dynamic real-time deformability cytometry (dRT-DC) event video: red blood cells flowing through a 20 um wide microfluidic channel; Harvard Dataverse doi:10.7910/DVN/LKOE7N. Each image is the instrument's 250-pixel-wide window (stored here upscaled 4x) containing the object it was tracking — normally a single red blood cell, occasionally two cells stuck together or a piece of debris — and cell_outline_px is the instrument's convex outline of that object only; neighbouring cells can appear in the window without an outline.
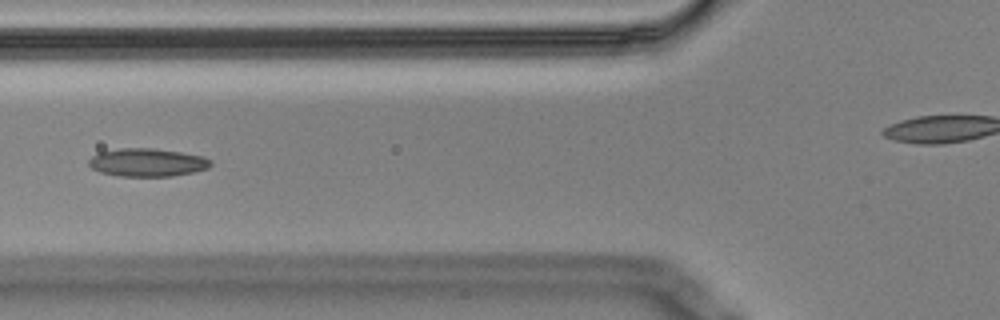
{"species": "Egyptian fruit bat (a non-hibernating species)", "species_latin": "Rousettus aegyptiacus", "temperature_condition": "cold", "stored_images_in_passage": 8, "camera_frame_rate_fps": 3000, "um_per_image_px": 0.085, "animal": {"sex": "male"}, "frame": {"image": 1, "passage_image": 6, "time_ms": 1.667, "image_size_px": [1000, 320], "cell_outline_px": [[212, 164], [208, 168], [192, 172], [172, 176], [116, 176], [100, 172], [92, 168], [88, 164], [88, 160], [92, 156], [100, 152], [120, 148], [152, 148], [180, 152], [204, 156], [212, 160]], "centroid_in_image_um": [12.52, 13.81], "position_along_channel_um": 113.3, "area_um2": 20.0}}
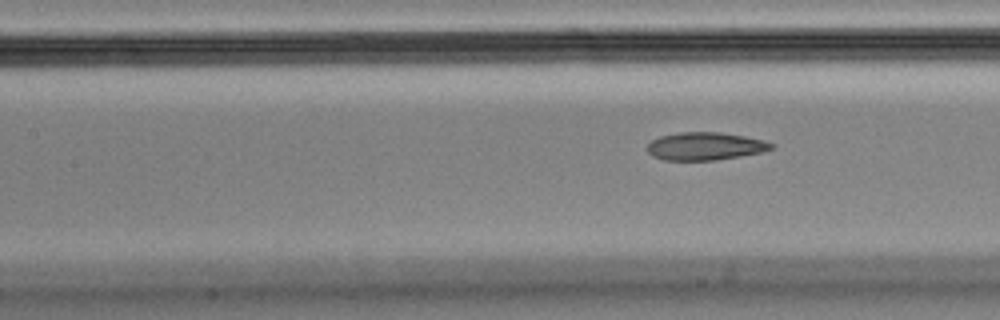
{"frame": {"image": 2, "passage_image": 8, "time_ms": 2.333, "image_size_px": [1000, 320], "cell_outline_px": [[776, 144], [772, 148], [764, 152], [716, 160], [664, 160], [652, 156], [648, 152], [648, 144], [652, 140], [660, 136], [680, 132], [720, 132], [744, 136], [764, 140]], "centroid_in_image_um": [59.96, 12.43], "position_along_channel_um": 147.4, "area_um2": 20.17}}